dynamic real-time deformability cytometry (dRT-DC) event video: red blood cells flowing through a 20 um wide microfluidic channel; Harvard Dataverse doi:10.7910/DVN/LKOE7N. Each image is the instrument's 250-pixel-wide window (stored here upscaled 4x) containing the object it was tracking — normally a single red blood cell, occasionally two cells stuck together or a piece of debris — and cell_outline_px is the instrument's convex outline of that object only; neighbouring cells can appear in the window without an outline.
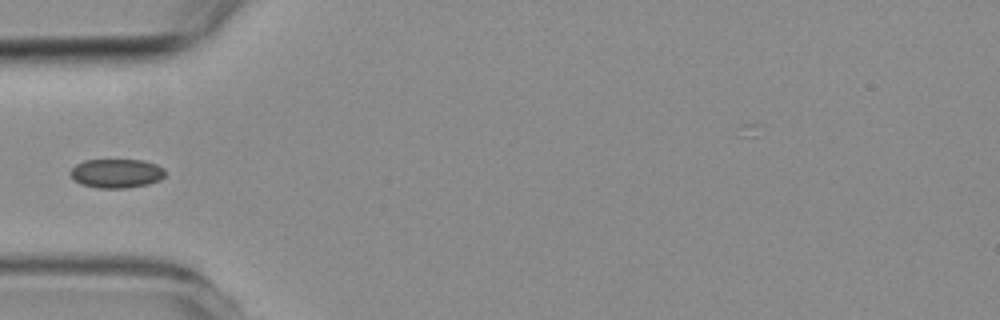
{"species": "common noctule bat (a hibernating species)", "species_latin": "Nyctalus noctula", "temperature_condition": "room temperature", "stored_images_in_passage": 4, "camera_frame_rate_fps": 3000, "um_per_image_px": 0.085, "animal": {"sex": "female", "body_mass_g": 19.3, "forearm_length_mm": 54.1}, "frame": {"image": 1, "passage_image": 4, "time_ms": 3.333, "image_size_px": [1000, 320], "cell_outline_px": [[164, 176], [160, 180], [148, 184], [128, 188], [96, 188], [80, 184], [68, 172], [76, 164], [84, 160], [144, 160], [156, 164], [164, 168]], "centroid_in_image_um": [9.9, 14.74], "position_along_channel_um": 75.1, "area_um2": 16.13}}